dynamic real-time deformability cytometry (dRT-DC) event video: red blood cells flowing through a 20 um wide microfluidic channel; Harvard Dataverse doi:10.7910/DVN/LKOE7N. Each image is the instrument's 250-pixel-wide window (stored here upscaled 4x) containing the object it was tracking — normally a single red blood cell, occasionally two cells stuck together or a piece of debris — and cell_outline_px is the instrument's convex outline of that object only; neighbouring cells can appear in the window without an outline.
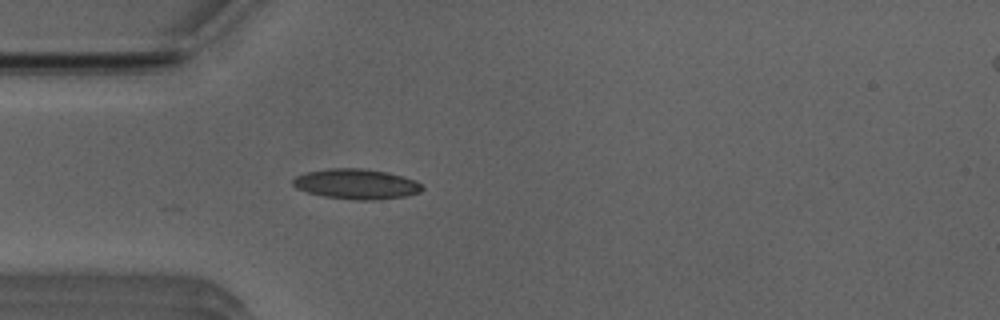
{"species": "Egyptian fruit bat (a non-hibernating species)", "species_latin": "Rousettus aegyptiacus", "temperature_condition": "room temperature", "stored_images_in_passage": 40, "camera_frame_rate_fps": 3000, "um_per_image_px": 0.085, "animal": {"sex": "male"}, "frame": {"image": 1, "passage_image": 3, "time_ms": 0.667, "image_size_px": [1000, 320], "cell_outline_px": [[424, 188], [420, 192], [404, 196], [372, 200], [356, 200], [324, 196], [308, 192], [296, 188], [292, 184], [292, 180], [296, 176], [304, 172], [328, 168], [364, 168], [388, 172], [416, 180]], "centroid_in_image_um": [30.27, 15.63], "position_along_channel_um": 54.7, "area_um2": 22.77}}
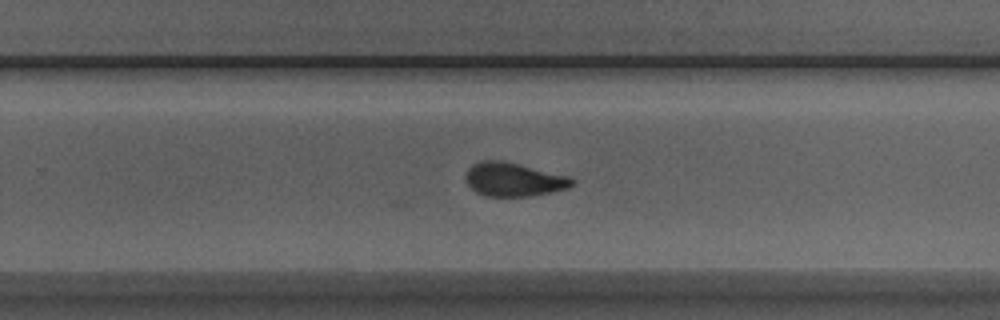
{"frame": {"image": 2, "passage_image": 21, "time_ms": 6.667, "image_size_px": [1000, 320], "cell_outline_px": [[576, 180], [568, 188], [532, 196], [484, 196], [476, 192], [468, 184], [464, 176], [468, 168], [472, 164], [480, 160], [500, 160], [572, 176]], "centroid_in_image_um": [43.66, 15.25], "position_along_channel_um": 286.1, "area_um2": 21.04}}
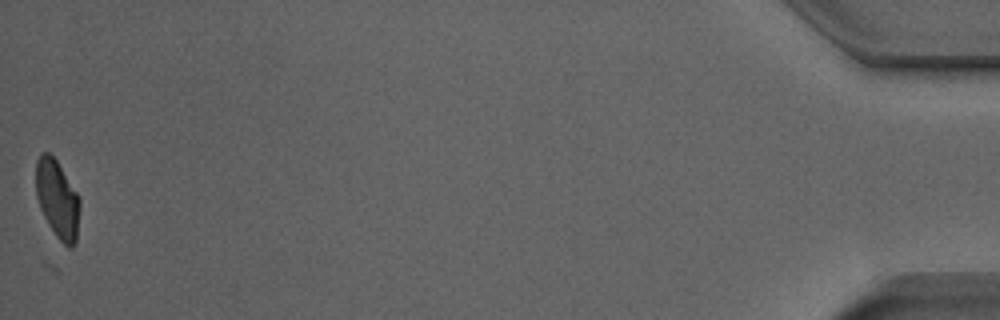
{"frame": {"image": 3, "passage_image": 40, "time_ms": 13.0, "image_size_px": [1000, 320], "cell_outline_px": [[80, 208], [76, 240], [72, 248], [68, 248], [56, 236], [48, 224], [40, 208], [36, 196], [36, 160], [44, 152], [48, 152], [56, 160], [80, 196]], "centroid_in_image_um": [4.89, 16.94], "position_along_channel_um": 430.3, "area_um2": 20.0}, "authors_computed_cell_mechanics": {"area_um2": 21.0392, "velocity_mm_per_s": 3.9354, "shape_relaxation_time_tau1_ms": 4.4218, "shape_relaxation_time_tau2_ms": 1.3205, "deformation_change_tau1": 0.1455, "deformation_change_tau2": 0.0689}}